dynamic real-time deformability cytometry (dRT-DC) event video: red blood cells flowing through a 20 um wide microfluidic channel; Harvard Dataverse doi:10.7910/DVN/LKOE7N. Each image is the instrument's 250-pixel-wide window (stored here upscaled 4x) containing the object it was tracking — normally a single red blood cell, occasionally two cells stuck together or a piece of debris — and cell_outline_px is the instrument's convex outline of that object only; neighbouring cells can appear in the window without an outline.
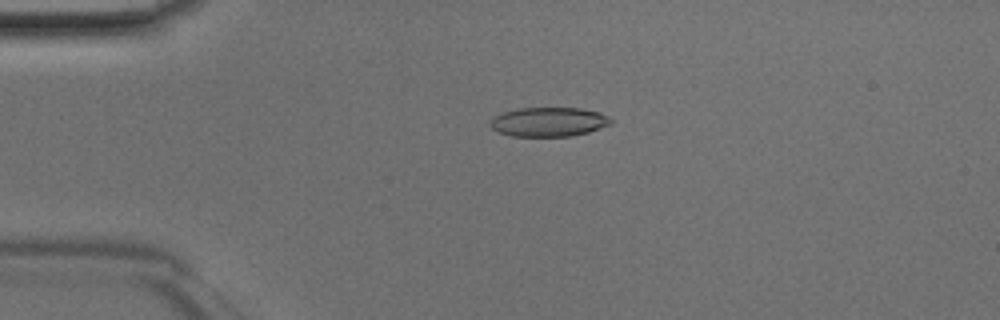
{"species": "Egyptian fruit bat (a non-hibernating species)", "species_latin": "Rousettus aegyptiacus", "temperature_condition": "room temperature", "stored_images_in_passage": 43, "camera_frame_rate_fps": 3000, "um_per_image_px": 0.085, "animal": {"sex": "male"}, "frame": {"image": 1, "passage_image": 8, "time_ms": 2.333, "image_size_px": [1000, 320], "cell_outline_px": [[612, 124], [588, 132], [572, 136], [512, 136], [500, 132], [492, 128], [488, 124], [488, 120], [504, 112], [520, 108], [580, 108], [600, 112], [608, 116], [612, 120]], "centroid_in_image_um": [46.65, 10.36], "position_along_channel_um": 38.3, "area_um2": 20.58}}
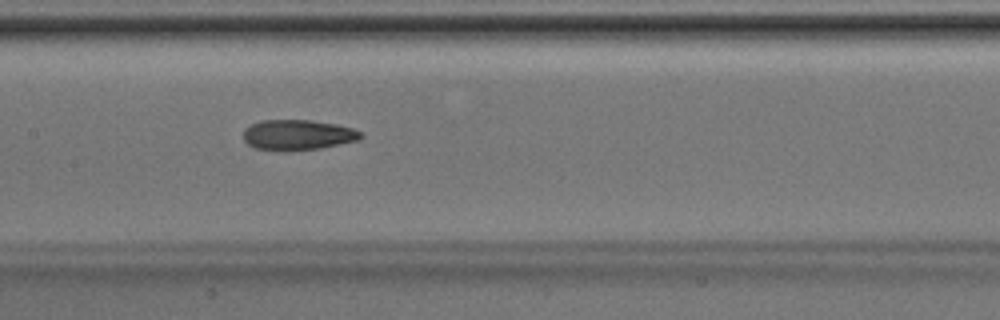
{"frame": {"image": 2, "passage_image": 20, "time_ms": 6.333, "image_size_px": [1000, 320], "cell_outline_px": [[364, 136], [356, 140], [320, 148], [288, 152], [284, 152], [256, 148], [248, 144], [244, 140], [244, 128], [260, 120], [312, 120], [336, 124], [352, 128], [360, 132]], "centroid_in_image_um": [25.27, 11.47], "position_along_channel_um": 182.1, "area_um2": 20.87}}
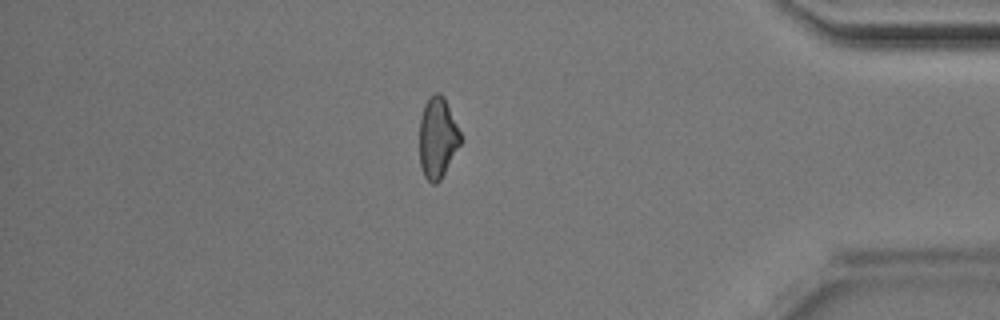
{"frame": {"image": 3, "passage_image": 37, "time_ms": 12.0, "image_size_px": [1000, 320], "cell_outline_px": [[464, 140], [440, 180], [436, 184], [432, 184], [424, 176], [420, 164], [420, 120], [424, 104], [428, 96], [436, 92], [440, 92], [444, 96]], "centroid_in_image_um": [37.21, 11.7], "position_along_channel_um": 398.0, "area_um2": 19.65}}